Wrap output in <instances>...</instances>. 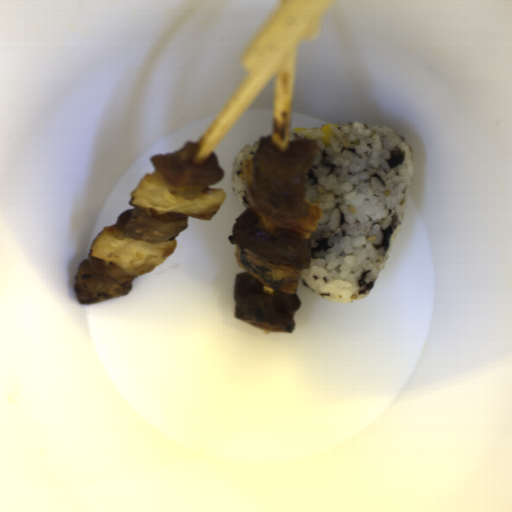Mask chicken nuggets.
I'll return each instance as SVG.
<instances>
[{"mask_svg": "<svg viewBox=\"0 0 512 512\" xmlns=\"http://www.w3.org/2000/svg\"><path fill=\"white\" fill-rule=\"evenodd\" d=\"M319 147L313 140H292L283 151L272 136H260L253 156L251 190L257 205L273 217L307 215L305 181Z\"/></svg>", "mask_w": 512, "mask_h": 512, "instance_id": "chicken-nuggets-1", "label": "chicken nuggets"}, {"mask_svg": "<svg viewBox=\"0 0 512 512\" xmlns=\"http://www.w3.org/2000/svg\"><path fill=\"white\" fill-rule=\"evenodd\" d=\"M234 316L263 333L290 334L295 331V312L300 308L299 298L292 293L277 290L265 294L264 285L249 273L234 276Z\"/></svg>", "mask_w": 512, "mask_h": 512, "instance_id": "chicken-nuggets-2", "label": "chicken nuggets"}, {"mask_svg": "<svg viewBox=\"0 0 512 512\" xmlns=\"http://www.w3.org/2000/svg\"><path fill=\"white\" fill-rule=\"evenodd\" d=\"M228 240L232 245L248 247L277 263L299 268L300 272L311 264V240L287 231H267L251 209L236 217Z\"/></svg>", "mask_w": 512, "mask_h": 512, "instance_id": "chicken-nuggets-3", "label": "chicken nuggets"}, {"mask_svg": "<svg viewBox=\"0 0 512 512\" xmlns=\"http://www.w3.org/2000/svg\"><path fill=\"white\" fill-rule=\"evenodd\" d=\"M134 273L87 254V260L80 263L74 277L76 299L80 304L89 305L129 294Z\"/></svg>", "mask_w": 512, "mask_h": 512, "instance_id": "chicken-nuggets-4", "label": "chicken nuggets"}, {"mask_svg": "<svg viewBox=\"0 0 512 512\" xmlns=\"http://www.w3.org/2000/svg\"><path fill=\"white\" fill-rule=\"evenodd\" d=\"M199 142H187L180 150L152 157L155 171L179 187H208L223 177L214 152L204 164H192Z\"/></svg>", "mask_w": 512, "mask_h": 512, "instance_id": "chicken-nuggets-5", "label": "chicken nuggets"}, {"mask_svg": "<svg viewBox=\"0 0 512 512\" xmlns=\"http://www.w3.org/2000/svg\"><path fill=\"white\" fill-rule=\"evenodd\" d=\"M115 228L136 240L161 243L188 228V215L165 213L149 207H135L119 214Z\"/></svg>", "mask_w": 512, "mask_h": 512, "instance_id": "chicken-nuggets-6", "label": "chicken nuggets"}]
</instances>
